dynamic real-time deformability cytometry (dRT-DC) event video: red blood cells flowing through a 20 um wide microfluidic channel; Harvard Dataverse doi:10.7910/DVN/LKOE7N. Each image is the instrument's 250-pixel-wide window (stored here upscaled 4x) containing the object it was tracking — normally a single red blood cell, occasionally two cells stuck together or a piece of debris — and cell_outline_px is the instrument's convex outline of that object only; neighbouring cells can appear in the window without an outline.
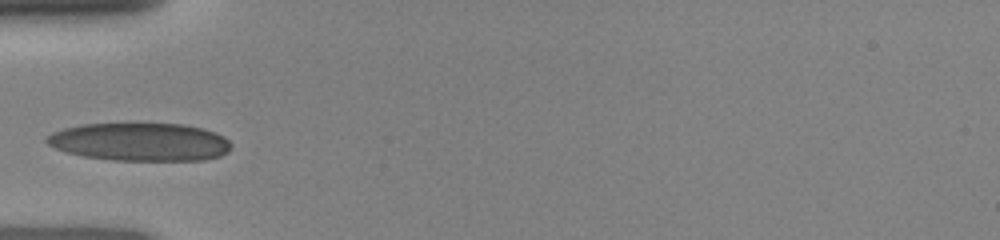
{"species": "human", "species_latin": "Homo sapiens", "temperature_condition": "room temperature", "stored_images_in_passage": 3, "camera_frame_rate_fps": 3000, "um_per_image_px": 0.085, "donor": {"sex": "female"}, "frame": {"image": 1, "passage_image": 1, "time_ms": 0.0, "image_size_px": [1000, 240], "cell_outline_px": [[232, 148], [228, 152], [220, 156], [204, 160], [112, 160], [84, 156], [68, 152], [56, 148], [48, 144], [44, 140], [44, 136], [52, 132], [64, 128], [80, 124], [184, 124], [204, 128], [216, 132], [224, 136], [232, 144]], "centroid_in_image_um": [11.93, 12.06], "position_along_channel_um": 73.1, "area_um2": 41.1}}